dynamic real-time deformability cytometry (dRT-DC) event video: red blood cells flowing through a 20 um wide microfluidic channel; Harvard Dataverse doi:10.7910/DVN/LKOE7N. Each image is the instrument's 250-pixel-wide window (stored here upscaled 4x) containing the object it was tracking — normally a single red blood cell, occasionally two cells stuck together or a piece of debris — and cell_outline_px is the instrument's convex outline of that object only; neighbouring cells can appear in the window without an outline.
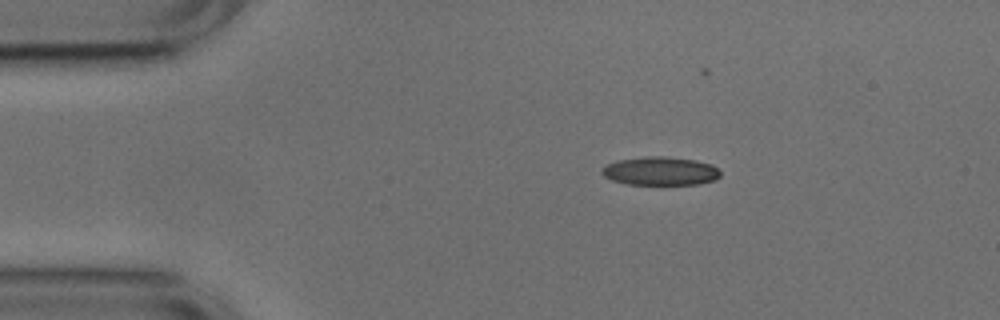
{"species": "common noctule bat (a hibernating species)", "species_latin": "Nyctalus noctula", "temperature_condition": "cold", "stored_images_in_passage": 33, "camera_frame_rate_fps": 3000, "um_per_image_px": 0.085, "animal": {"sex": "male", "body_mass_g": 17.9, "forearm_length_mm": 54.2}, "frame": {"image": 1, "passage_image": 1, "time_ms": 0.0, "image_size_px": [1000, 320], "cell_outline_px": [[720, 176], [716, 180], [696, 184], [628, 184], [612, 180], [604, 176], [600, 172], [608, 164], [620, 160], [648, 156], [664, 156], [696, 160], [712, 164], [720, 172]], "centroid_in_image_um": [56.16, 14.54], "position_along_channel_um": 28.8, "area_um2": 19.48}}
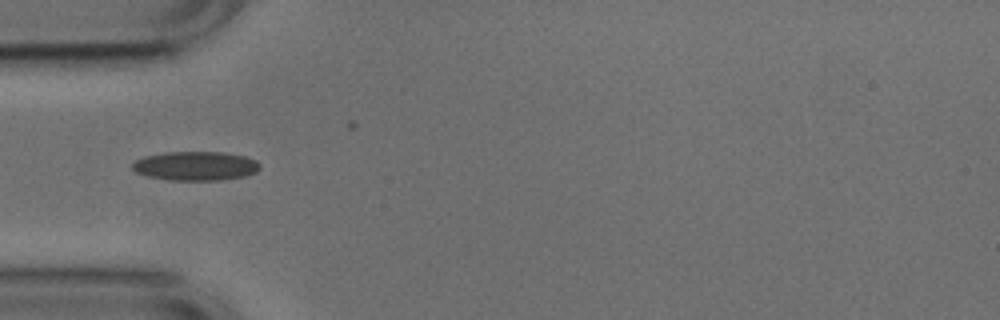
{"frame": {"image": 2, "passage_image": 8, "time_ms": 2.333, "image_size_px": [1000, 320], "cell_outline_px": [[260, 168], [256, 172], [244, 176], [220, 180], [172, 180], [148, 176], [136, 172], [132, 168], [132, 164], [136, 160], [144, 156], [164, 152], [224, 152], [244, 156], [256, 160], [260, 164]], "centroid_in_image_um": [16.63, 14.1], "position_along_channel_um": 68.4, "area_um2": 21.56}}
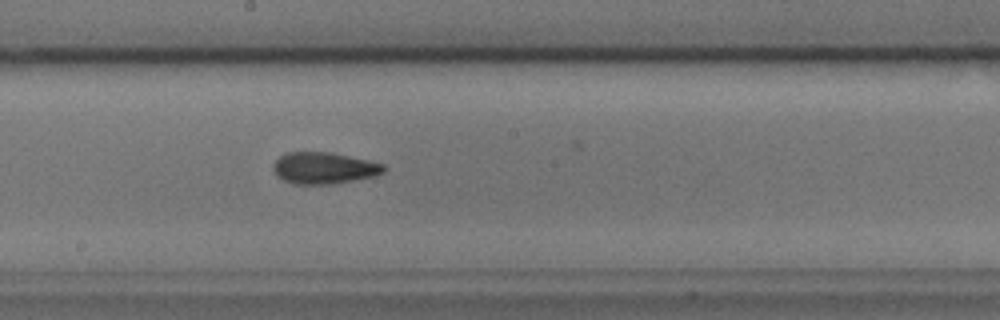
{"frame": {"image": 3, "passage_image": 20, "time_ms": 6.333, "image_size_px": [1000, 320], "cell_outline_px": [[388, 168], [384, 172], [376, 176], [332, 184], [296, 184], [284, 180], [276, 176], [272, 168], [276, 160], [284, 152], [332, 152], [368, 160], [384, 164]], "centroid_in_image_um": [27.56, 14.28], "position_along_channel_um": 220.6, "area_um2": 20.52}}